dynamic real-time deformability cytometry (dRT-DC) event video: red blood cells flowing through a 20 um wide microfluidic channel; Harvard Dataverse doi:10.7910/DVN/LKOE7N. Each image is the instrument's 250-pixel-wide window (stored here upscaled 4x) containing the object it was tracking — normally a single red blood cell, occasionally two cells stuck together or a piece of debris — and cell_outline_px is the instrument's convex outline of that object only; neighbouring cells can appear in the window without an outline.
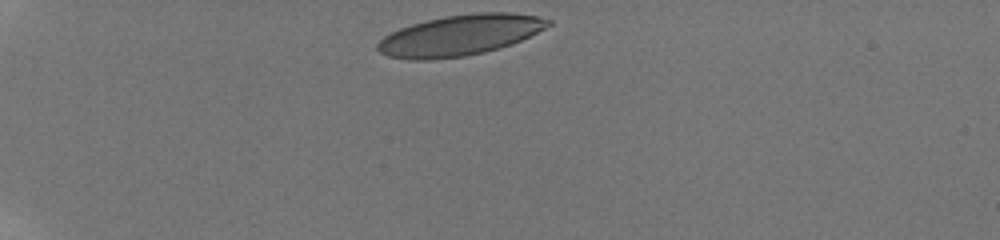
{"species": "human", "species_latin": "Homo sapiens", "temperature_condition": "room temperature", "stored_images_in_passage": 43, "camera_frame_rate_fps": 3000, "um_per_image_px": 0.085, "donor": {"sex": "male"}, "frame": {"image": 1, "passage_image": 1, "time_ms": 0.0, "image_size_px": [1000, 240], "cell_outline_px": [[552, 24], [512, 44], [484, 52], [464, 56], [432, 60], [408, 60], [388, 56], [380, 52], [376, 48], [376, 44], [384, 36], [400, 28], [412, 24], [444, 16], [476, 12], [512, 12], [540, 16], [552, 20]], "centroid_in_image_um": [39.09, 2.99], "position_along_channel_um": 45.9, "area_um2": 40.46}}
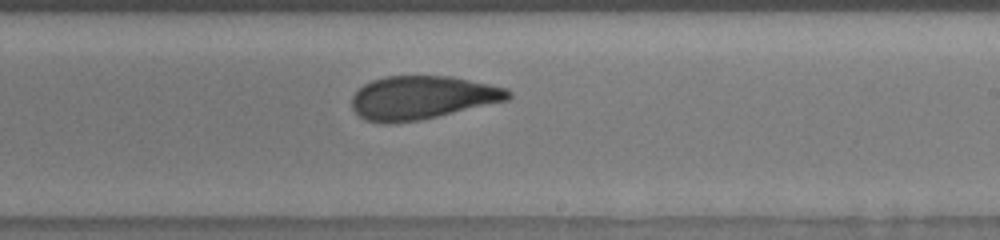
{"frame": {"image": 2, "passage_image": 23, "time_ms": 7.0, "image_size_px": [1000, 240], "cell_outline_px": [[512, 96], [508, 100], [420, 120], [384, 124], [368, 120], [360, 116], [352, 108], [352, 96], [364, 84], [372, 80], [384, 76], [448, 76], [508, 88], [512, 92]], "centroid_in_image_um": [35.88, 8.29], "position_along_channel_um": 253.1, "area_um2": 39.3}}
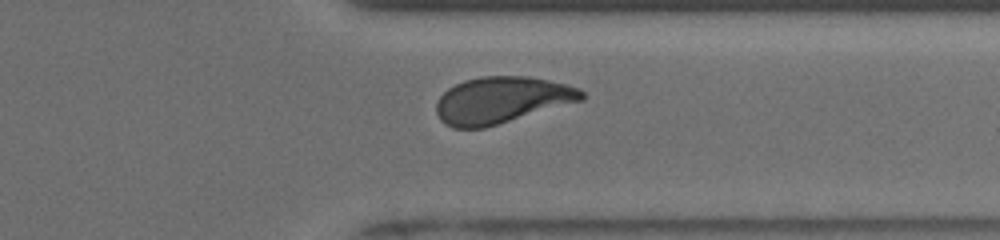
{"frame": {"image": 3, "passage_image": 35, "time_ms": 10.0, "image_size_px": [1000, 240], "cell_outline_px": [[584, 100], [484, 128], [452, 128], [444, 124], [440, 120], [436, 112], [436, 104], [440, 96], [448, 88], [464, 80], [480, 76], [528, 76], [548, 80], [580, 88], [584, 92]], "centroid_in_image_um": [42.62, 8.51], "position_along_channel_um": 368.8, "area_um2": 39.54}, "authors_computed_cell_mechanics": {"area_um2": 39.7664, "velocity_mm_per_s": 3.8433, "shape_relaxation_time_tau1_ms": 5.2471, "shape_relaxation_time_tau2_ms": 1.3464, "deformation_change_tau1": 0.1704, "deformation_change_tau2": 0.0759}}